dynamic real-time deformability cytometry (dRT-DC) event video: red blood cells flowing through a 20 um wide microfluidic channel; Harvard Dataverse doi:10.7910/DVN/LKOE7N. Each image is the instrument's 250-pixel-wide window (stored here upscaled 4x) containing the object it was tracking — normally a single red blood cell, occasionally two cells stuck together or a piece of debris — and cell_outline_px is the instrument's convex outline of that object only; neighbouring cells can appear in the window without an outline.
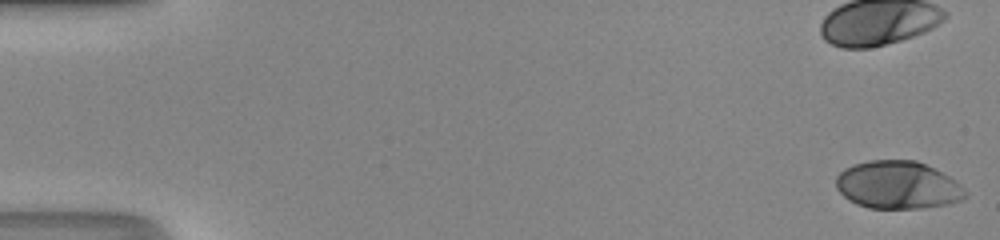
{"species": "human", "species_latin": "Homo sapiens", "temperature_condition": "room temperature", "stored_images_in_passage": 44, "camera_frame_rate_fps": 3000, "um_per_image_px": 0.085, "donor": {"sex": "male"}, "frame": {"image": 1, "passage_image": 1, "time_ms": 0.0, "image_size_px": [1000, 240], "cell_outline_px": [[968, 196], [960, 200], [948, 204], [920, 208], [868, 208], [856, 204], [848, 200], [836, 188], [836, 176], [844, 168], [856, 164], [872, 160], [916, 160], [956, 180], [968, 192]], "centroid_in_image_um": [76.31, 15.74], "position_along_channel_um": 8.7, "area_um2": 35.95}}